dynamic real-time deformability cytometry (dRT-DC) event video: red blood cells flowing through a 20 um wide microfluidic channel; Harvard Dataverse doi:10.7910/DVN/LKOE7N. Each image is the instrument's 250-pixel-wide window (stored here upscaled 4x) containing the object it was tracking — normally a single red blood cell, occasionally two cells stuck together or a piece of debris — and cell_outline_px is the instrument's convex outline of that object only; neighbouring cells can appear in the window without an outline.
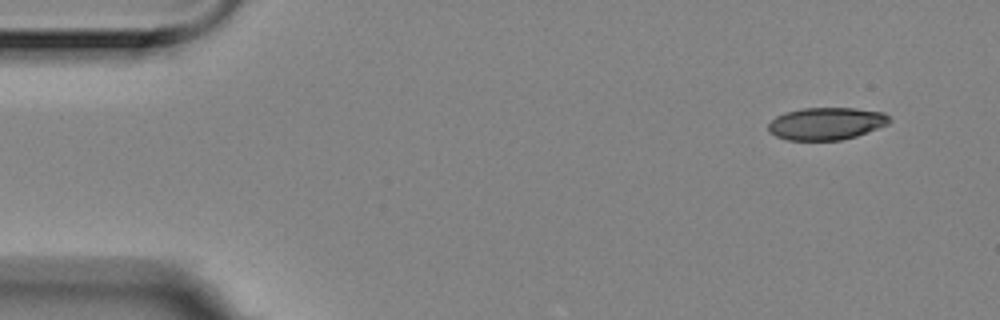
{"species": "Egyptian fruit bat (a non-hibernating species)", "species_latin": "Rousettus aegyptiacus", "temperature_condition": "room temperature", "stored_images_in_passage": 5, "segment_of_instrument_passage": [1, 2], "camera_frame_rate_fps": 3000, "um_per_image_px": 0.085, "animal": {"sex": "female"}, "frame": {"image": 1, "passage_image": 1, "time_ms": 0.0, "image_size_px": [1000, 320], "cell_outline_px": [[892, 120], [888, 124], [856, 136], [840, 140], [788, 140], [776, 136], [768, 132], [768, 124], [776, 116], [784, 112], [804, 108], [856, 108], [884, 112]], "centroid_in_image_um": [70.23, 10.5], "position_along_channel_um": 14.8, "area_um2": 22.89}}
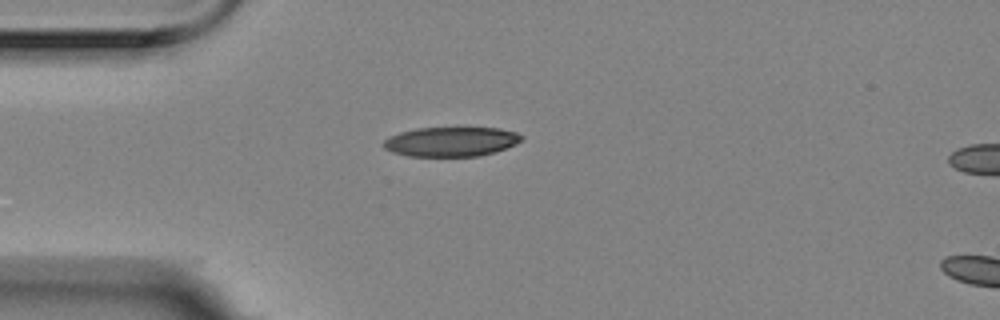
{"frame": {"image": 2, "passage_image": 4, "time_ms": 1.0, "image_size_px": [1000, 320], "cell_outline_px": [[524, 140], [516, 144], [496, 152], [480, 156], [408, 156], [392, 152], [384, 148], [384, 140], [388, 136], [400, 132], [416, 128], [500, 128], [516, 132], [524, 136]], "centroid_in_image_um": [38.37, 12.04], "position_along_channel_um": 46.6, "area_um2": 23.93}}